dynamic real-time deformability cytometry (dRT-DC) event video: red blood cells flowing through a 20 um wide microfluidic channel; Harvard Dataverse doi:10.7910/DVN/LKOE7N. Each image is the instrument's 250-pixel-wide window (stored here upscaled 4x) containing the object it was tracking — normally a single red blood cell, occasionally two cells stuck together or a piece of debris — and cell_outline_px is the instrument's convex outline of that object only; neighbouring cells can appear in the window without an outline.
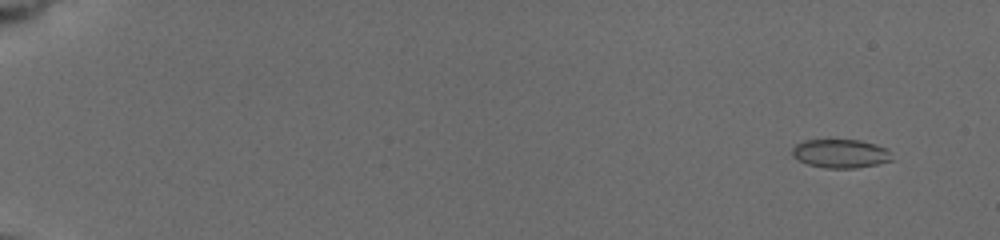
{"species": "common noctule bat (a hibernating species)", "species_latin": "Nyctalus noctula", "temperature_condition": "cold", "stored_images_in_passage": 56, "camera_frame_rate_fps": 3000, "um_per_image_px": 0.085, "animal": {"sex": "female", "body_mass_g": 19.5, "forearm_length_mm": 54.1}, "frame": {"image": 1, "passage_image": 13, "time_ms": 1.333, "image_size_px": [1000, 240], "cell_outline_px": [[892, 160], [876, 164], [856, 168], [824, 168], [808, 164], [792, 156], [792, 148], [796, 144], [804, 140], [860, 140], [876, 144], [888, 148]], "centroid_in_image_um": [71.44, 13.05], "position_along_channel_um": 13.6, "area_um2": 16.65}}
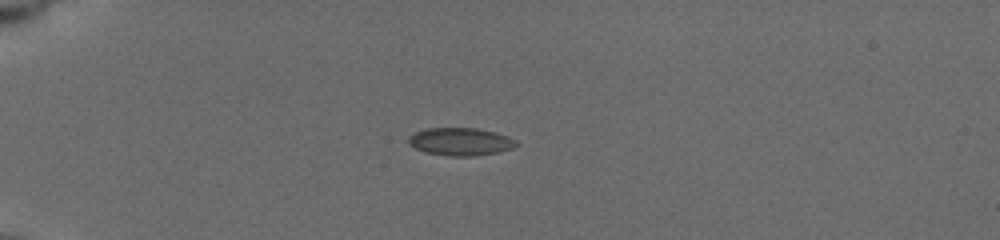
{"frame": {"image": 2, "passage_image": 48, "time_ms": 5.667, "image_size_px": [1000, 240], "cell_outline_px": [[520, 144], [512, 148], [496, 152], [476, 156], [448, 156], [424, 152], [408, 144], [408, 136], [416, 132], [428, 128], [476, 128], [496, 132], [508, 136], [516, 140]], "centroid_in_image_um": [39.15, 12.04], "position_along_channel_um": 45.9, "area_um2": 17.51}}